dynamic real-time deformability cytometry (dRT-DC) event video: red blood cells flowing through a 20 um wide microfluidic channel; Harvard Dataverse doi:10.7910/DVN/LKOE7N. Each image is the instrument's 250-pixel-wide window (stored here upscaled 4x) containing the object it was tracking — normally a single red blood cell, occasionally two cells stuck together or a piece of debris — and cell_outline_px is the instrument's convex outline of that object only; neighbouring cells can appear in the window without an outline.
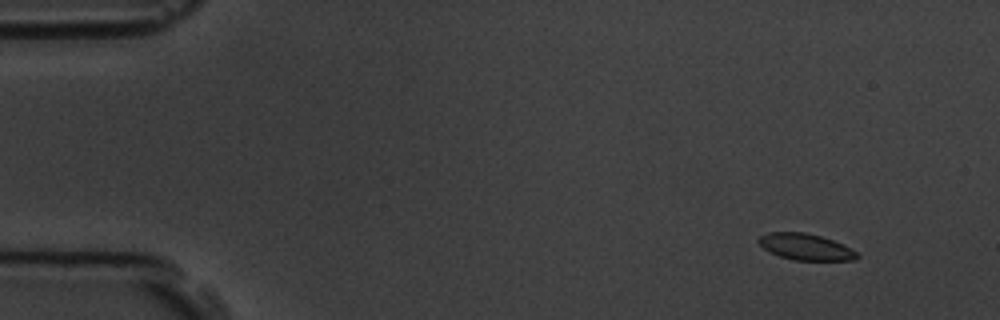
{"species": "common noctule bat (a hibernating species)", "species_latin": "Nyctalus noctula", "temperature_condition": "room temperature", "stored_images_in_passage": 5, "camera_frame_rate_fps": 3000, "um_per_image_px": 0.085, "animal": {"sex": "male", "body_mass_g": 19.5, "forearm_length_mm": 54.6}, "frame": {"image": 1, "passage_image": 2, "time_ms": 0.667, "image_size_px": [1000, 320], "cell_outline_px": [[860, 256], [856, 260], [792, 260], [780, 256], [764, 248], [756, 240], [760, 236], [768, 232], [804, 232], [820, 236], [844, 244], [856, 252]], "centroid_in_image_um": [68.49, 20.98], "position_along_channel_um": 16.5, "area_um2": 15.03}}
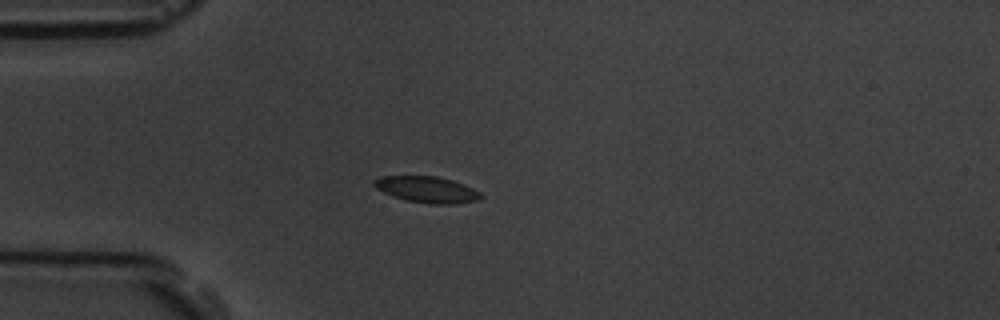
{"frame": {"image": 2, "passage_image": 4, "time_ms": 4.0, "image_size_px": [1000, 320], "cell_outline_px": [[484, 196], [480, 200], [456, 204], [428, 204], [404, 200], [384, 192], [376, 188], [372, 184], [372, 180], [384, 176], [436, 176], [452, 180], [464, 184], [480, 192]], "centroid_in_image_um": [36.32, 16.12], "position_along_channel_um": 48.7, "area_um2": 16.47}}